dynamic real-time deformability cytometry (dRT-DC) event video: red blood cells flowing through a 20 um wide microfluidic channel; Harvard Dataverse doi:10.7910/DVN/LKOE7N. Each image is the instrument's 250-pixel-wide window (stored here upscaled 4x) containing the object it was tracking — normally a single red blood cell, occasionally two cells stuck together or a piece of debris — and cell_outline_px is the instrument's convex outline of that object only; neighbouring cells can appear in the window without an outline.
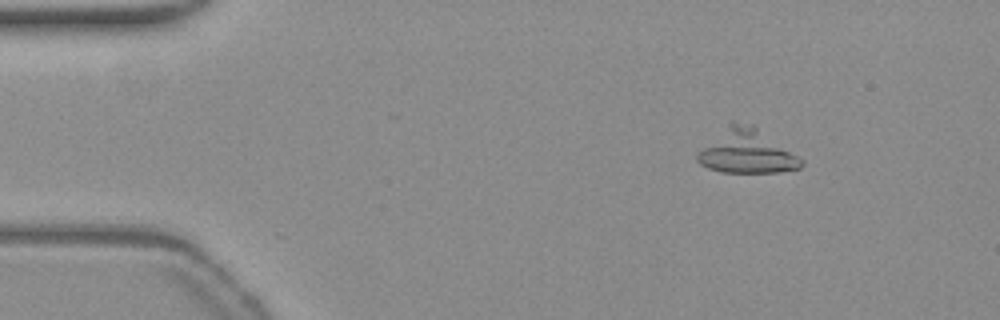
{"species": "common noctule bat (a hibernating species)", "species_latin": "Nyctalus noctula", "temperature_condition": "warm", "stored_images_in_passage": 56, "camera_frame_rate_fps": 3000, "um_per_image_px": 0.085, "animal": {"sex": "female", "body_mass_g": 19.3, "forearm_length_mm": 54.1}, "frame": {"image": 1, "passage_image": 9, "time_ms": 2.667, "image_size_px": [1000, 320], "cell_outline_px": [[804, 164], [800, 168], [780, 172], [720, 172], [708, 168], [700, 164], [696, 160], [696, 156], [732, 120], [752, 124], [804, 160]], "centroid_in_image_um": [63.5, 12.89], "position_along_channel_um": 21.5, "area_um2": 26.07}}
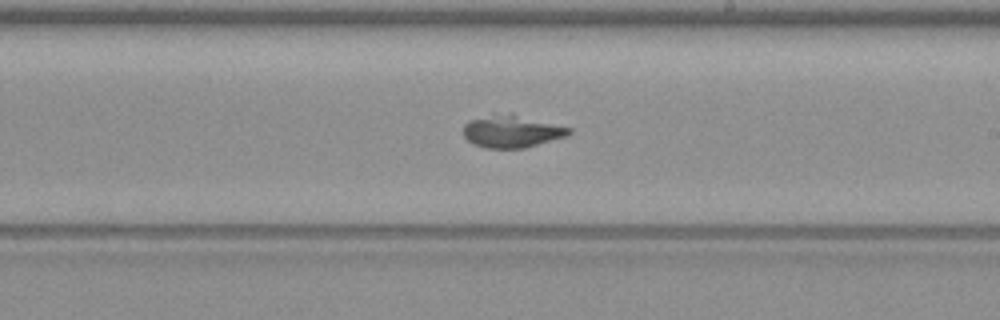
{"frame": {"image": 2, "passage_image": 33, "time_ms": 10.667, "image_size_px": [1000, 320], "cell_outline_px": [[572, 132], [568, 136], [524, 148], [484, 148], [472, 144], [464, 136], [464, 124], [468, 120], [496, 116], [512, 116], [572, 128]], "centroid_in_image_um": [43.49, 11.24], "position_along_channel_um": 245.5, "area_um2": 18.84}}
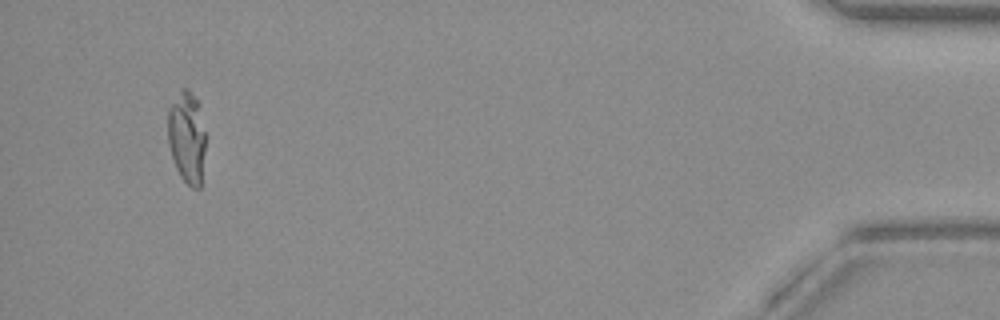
{"frame": {"image": 3, "passage_image": 53, "time_ms": 17.333, "image_size_px": [1000, 320], "cell_outline_px": [[208, 136], [200, 188], [192, 188], [180, 176], [176, 168], [168, 144], [168, 108], [184, 88], [188, 88], [200, 104]], "centroid_in_image_um": [15.95, 11.68], "position_along_channel_um": 419.3, "area_um2": 20.87}}